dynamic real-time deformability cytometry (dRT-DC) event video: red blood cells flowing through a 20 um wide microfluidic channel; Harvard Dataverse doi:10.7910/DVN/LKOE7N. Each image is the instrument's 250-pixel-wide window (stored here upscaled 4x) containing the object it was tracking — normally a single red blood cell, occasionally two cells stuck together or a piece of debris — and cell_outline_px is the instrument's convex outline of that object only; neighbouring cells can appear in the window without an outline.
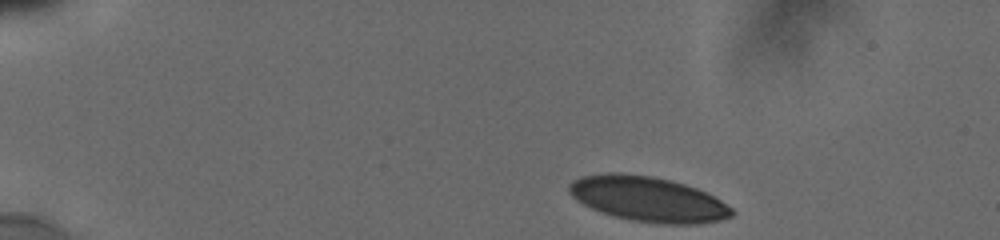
{"species": "human", "species_latin": "Homo sapiens", "temperature_condition": "cold", "stored_images_in_passage": 8, "camera_frame_rate_fps": 3000, "um_per_image_px": 0.085, "donor": {"sex": "male"}, "frame": {"image": 1, "passage_image": 1, "time_ms": 0.0, "image_size_px": [1000, 240], "cell_outline_px": [[736, 212], [732, 216], [720, 220], [696, 224], [660, 224], [632, 220], [600, 212], [576, 200], [572, 196], [568, 188], [568, 184], [580, 176], [608, 172], [616, 172], [652, 176], [672, 180], [696, 188], [720, 200], [732, 208]], "centroid_in_image_um": [55.07, 16.92], "position_along_channel_um": 29.9, "area_um2": 42.66}}
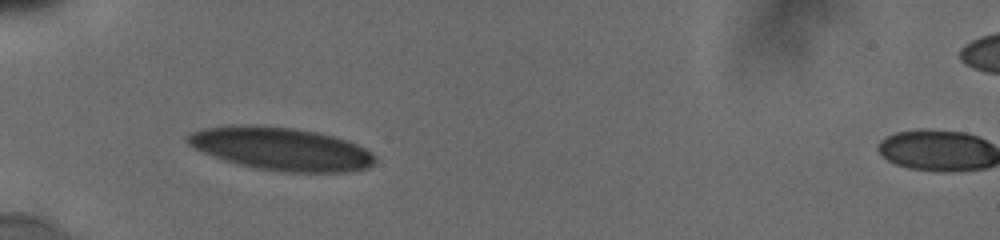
{"frame": {"image": 2, "passage_image": 5, "time_ms": 3.0, "image_size_px": [1000, 240], "cell_outline_px": [[376, 160], [368, 168], [348, 172], [284, 172], [256, 168], [224, 160], [212, 156], [188, 144], [184, 140], [184, 136], [200, 128], [228, 124], [256, 124], [292, 128], [316, 132], [348, 140], [372, 152], [376, 156]], "centroid_in_image_um": [23.85, 12.63], "position_along_channel_um": 61.1, "area_um2": 47.34}}
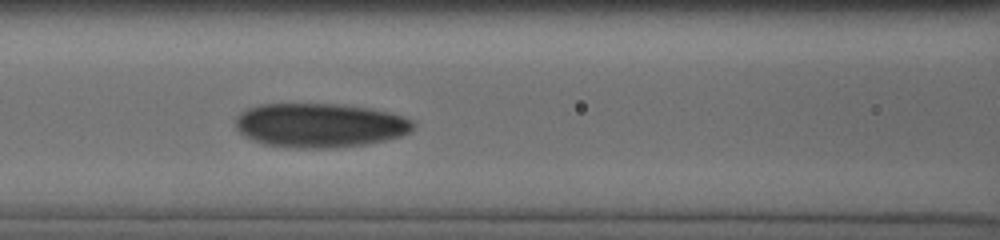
{"frame": {"image": 3, "passage_image": 8, "time_ms": 5.333, "image_size_px": [1000, 240], "cell_outline_px": [[416, 124], [412, 132], [400, 136], [368, 144], [336, 148], [296, 148], [264, 144], [244, 136], [236, 128], [236, 116], [240, 112], [248, 108], [260, 104], [332, 104], [368, 108], [388, 112], [404, 116], [412, 120]], "centroid_in_image_um": [27.2, 10.66], "position_along_channel_um": 139.4, "area_um2": 45.89}}